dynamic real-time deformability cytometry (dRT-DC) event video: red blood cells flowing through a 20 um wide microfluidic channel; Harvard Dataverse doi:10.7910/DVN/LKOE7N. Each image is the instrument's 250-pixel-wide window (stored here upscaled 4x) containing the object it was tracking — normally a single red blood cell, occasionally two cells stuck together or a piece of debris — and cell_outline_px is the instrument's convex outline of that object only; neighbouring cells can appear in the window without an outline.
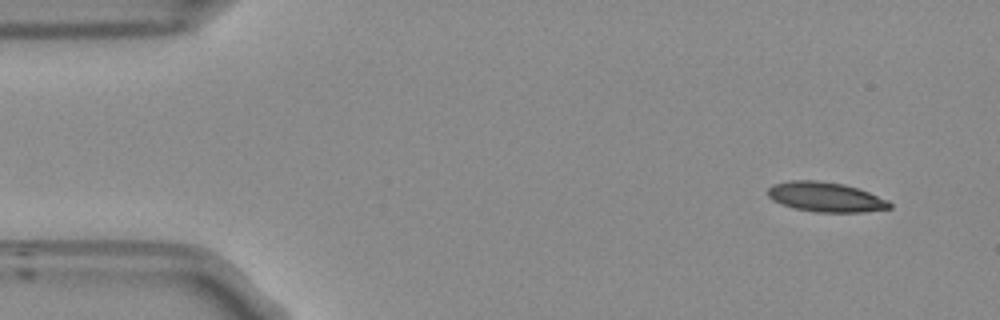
{"species": "Egyptian fruit bat (a non-hibernating species)", "species_latin": "Rousettus aegyptiacus", "temperature_condition": "room temperature", "stored_images_in_passage": 50, "camera_frame_rate_fps": 3000, "um_per_image_px": 0.085, "frame": {"image": 1, "passage_image": 1, "time_ms": 0.0, "image_size_px": [1000, 320], "cell_outline_px": [[892, 208], [864, 212], [816, 212], [792, 208], [780, 204], [772, 200], [768, 196], [768, 188], [772, 184], [788, 180], [816, 180], [844, 184], [868, 192], [888, 200], [892, 204]], "centroid_in_image_um": [70.15, 16.75], "position_along_channel_um": 14.9, "area_um2": 21.27}}
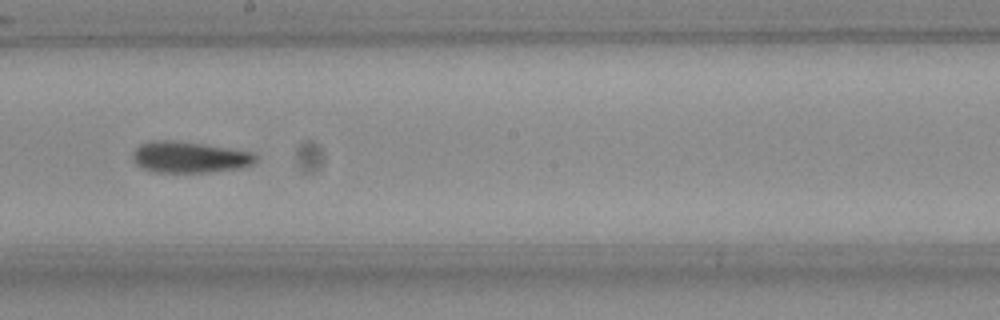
{"frame": {"image": 2, "passage_image": 26, "time_ms": 8.333, "image_size_px": [1000, 320], "cell_outline_px": [[256, 160], [252, 164], [240, 168], [208, 172], [152, 172], [136, 164], [132, 160], [132, 152], [140, 144], [156, 140], [168, 140], [200, 144], [252, 152], [256, 156]], "centroid_in_image_um": [16.06, 13.37], "position_along_channel_um": 232.1, "area_um2": 22.08}}
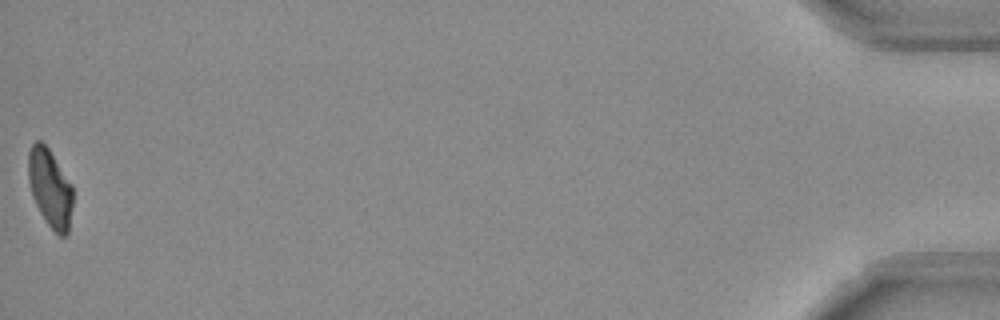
{"frame": {"image": 3, "passage_image": 50, "time_ms": 16.333, "image_size_px": [1000, 320], "cell_outline_px": [[72, 204], [68, 232], [64, 236], [60, 236], [48, 224], [40, 212], [32, 196], [28, 180], [28, 152], [32, 144], [36, 140], [40, 140], [48, 148], [72, 184]], "centroid_in_image_um": [4.24, 15.96], "position_along_channel_um": 431.0, "area_um2": 20.11}, "authors_computed_cell_mechanics": {"area_um2": 21.6461, "velocity_mm_per_s": 3.7848, "shape_relaxation_time_tau1_ms": 9.8021, "shape_relaxation_time_tau2_ms": 2.0814, "deformation_change_tau1": 0.2327, "deformation_change_tau2": 0.0949}}